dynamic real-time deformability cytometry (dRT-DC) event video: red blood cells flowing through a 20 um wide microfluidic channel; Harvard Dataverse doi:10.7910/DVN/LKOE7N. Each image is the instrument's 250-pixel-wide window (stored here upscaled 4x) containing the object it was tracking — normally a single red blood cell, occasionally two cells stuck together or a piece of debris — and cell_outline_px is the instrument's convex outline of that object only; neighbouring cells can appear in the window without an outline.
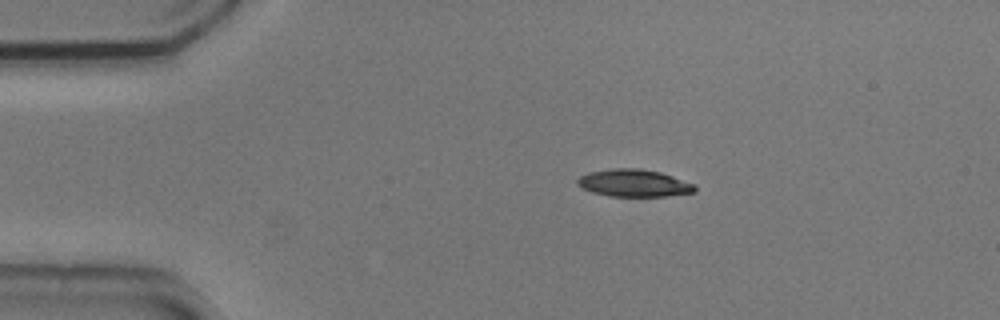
{"species": "common noctule bat (a hibernating species)", "species_latin": "Nyctalus noctula", "temperature_condition": "cold", "stored_images_in_passage": 5, "camera_frame_rate_fps": 3000, "um_per_image_px": 0.085, "animal": {"sex": "male", "body_mass_g": 20.5, "forearm_length_mm": 52.5}, "frame": {"image": 1, "passage_image": 1, "time_ms": 0.0, "image_size_px": [1000, 320], "cell_outline_px": [[696, 192], [664, 196], [608, 196], [592, 192], [576, 184], [576, 180], [580, 176], [588, 172], [612, 168], [640, 168], [660, 172], [696, 184]], "centroid_in_image_um": [53.88, 15.55], "position_along_channel_um": 31.1, "area_um2": 18.79}}
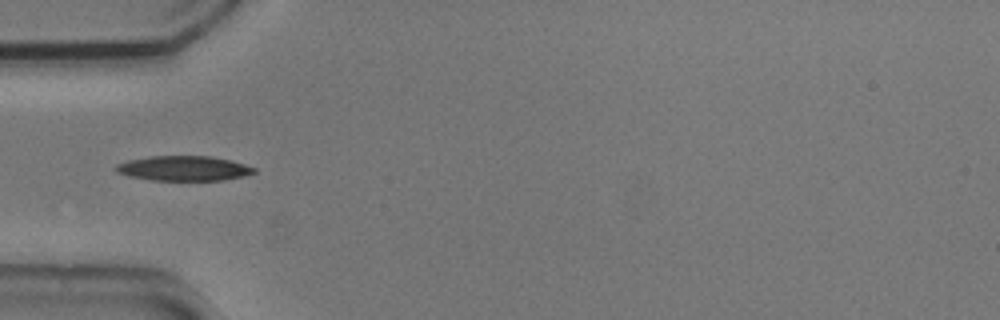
{"frame": {"image": 2, "passage_image": 3, "time_ms": 0.667, "image_size_px": [1000, 320], "cell_outline_px": [[256, 172], [244, 176], [224, 180], [152, 180], [128, 176], [116, 172], [112, 168], [116, 164], [128, 160], [152, 156], [212, 156], [244, 164], [256, 168]], "centroid_in_image_um": [15.58, 14.31], "position_along_channel_um": 69.4, "area_um2": 20.06}}